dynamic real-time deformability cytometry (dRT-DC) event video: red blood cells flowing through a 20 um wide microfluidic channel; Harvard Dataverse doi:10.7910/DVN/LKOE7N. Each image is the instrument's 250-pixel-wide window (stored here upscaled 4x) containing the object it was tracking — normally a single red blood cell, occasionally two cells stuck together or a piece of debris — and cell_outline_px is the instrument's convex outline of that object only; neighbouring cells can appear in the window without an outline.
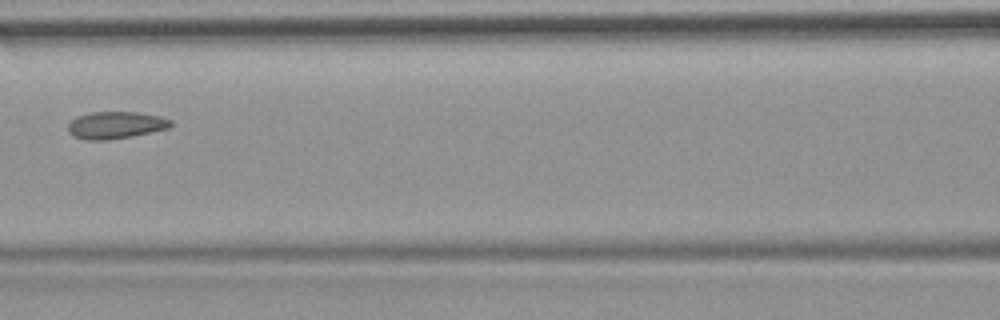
{"species": "common noctule bat (a hibernating species)", "species_latin": "Nyctalus noctula", "temperature_condition": "room temperature", "stored_images_in_passage": 6, "camera_frame_rate_fps": 3000, "um_per_image_px": 0.085, "animal": {"sex": "female", "body_mass_g": 19.9}, "frame": {"image": 1, "passage_image": 6, "time_ms": 5.667, "image_size_px": [1000, 320], "cell_outline_px": [[172, 124], [168, 128], [132, 136], [108, 140], [88, 140], [72, 136], [68, 132], [68, 124], [76, 116], [92, 112], [136, 112], [160, 116], [172, 120]], "centroid_in_image_um": [9.8, 10.63], "position_along_channel_um": 156.8, "area_um2": 16.24}}